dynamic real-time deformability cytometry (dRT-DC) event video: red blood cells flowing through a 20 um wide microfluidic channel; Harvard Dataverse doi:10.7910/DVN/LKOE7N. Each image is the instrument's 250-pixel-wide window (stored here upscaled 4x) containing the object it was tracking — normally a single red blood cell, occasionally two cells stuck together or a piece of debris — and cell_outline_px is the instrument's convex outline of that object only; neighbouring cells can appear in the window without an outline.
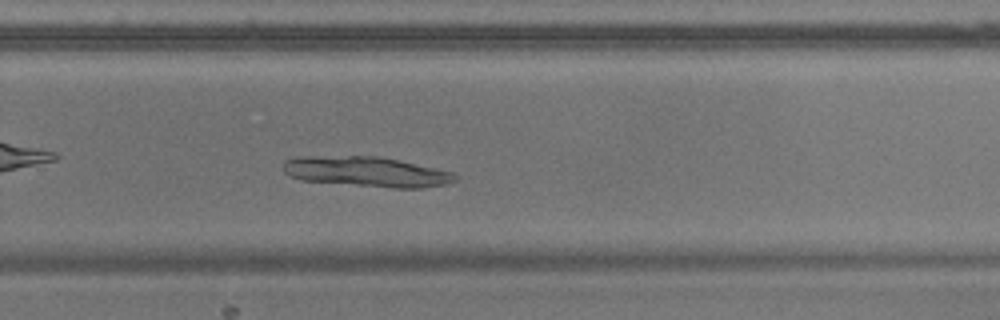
{"species": "common noctule bat (a hibernating species)", "species_latin": "Nyctalus noctula", "temperature_condition": "warm", "stored_images_in_passage": 44, "camera_frame_rate_fps": 3000, "um_per_image_px": 0.085, "animal": {"sex": "male", "body_mass_g": 17.9}, "frame": {"image": 1, "passage_image": 26, "time_ms": 8.333, "image_size_px": [1000, 320], "cell_outline_px": [[456, 180], [448, 184], [420, 188], [392, 188], [300, 180], [284, 172], [284, 160], [300, 156], [380, 156], [456, 172]], "centroid_in_image_um": [31.2, 14.59], "position_along_channel_um": 298.6, "area_um2": 30.35}}